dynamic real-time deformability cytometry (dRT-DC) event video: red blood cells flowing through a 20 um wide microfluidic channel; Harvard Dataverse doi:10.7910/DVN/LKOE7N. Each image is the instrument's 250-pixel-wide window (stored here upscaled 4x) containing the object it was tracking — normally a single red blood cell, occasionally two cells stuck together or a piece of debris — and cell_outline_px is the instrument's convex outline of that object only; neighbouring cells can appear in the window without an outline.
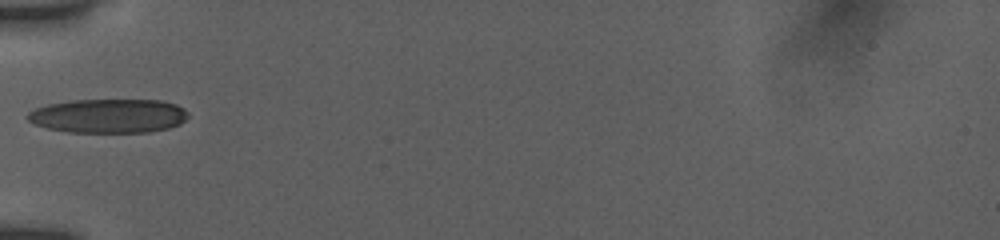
{"species": "human", "species_latin": "Homo sapiens", "temperature_condition": "room temperature", "stored_images_in_passage": 18, "camera_frame_rate_fps": 3000, "um_per_image_px": 0.085, "donor": {"sex": "female"}, "frame": {"image": 1, "passage_image": 1, "time_ms": 0.0, "image_size_px": [1000, 240], "cell_outline_px": [[188, 116], [180, 124], [168, 128], [148, 132], [68, 132], [48, 128], [36, 124], [28, 120], [24, 116], [28, 112], [36, 108], [48, 104], [72, 100], [160, 100], [176, 104], [184, 108], [188, 112]], "centroid_in_image_um": [9.22, 9.84], "position_along_channel_um": 75.8, "area_um2": 31.91}}
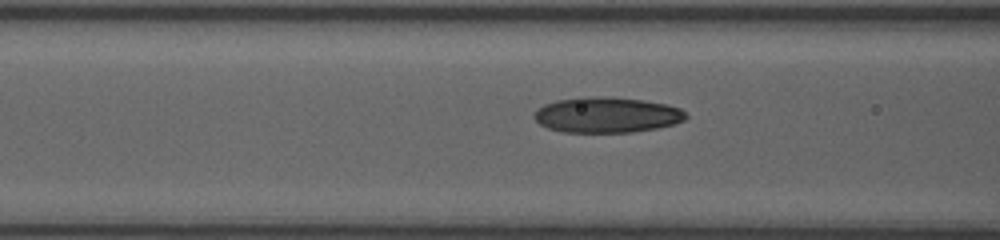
{"frame": {"image": 2, "passage_image": 6, "time_ms": 1.0, "image_size_px": [1000, 240], "cell_outline_px": [[688, 116], [684, 120], [676, 124], [656, 128], [632, 132], [564, 132], [548, 128], [540, 124], [532, 116], [544, 104], [556, 100], [580, 96], [604, 96], [644, 100], [668, 104], [680, 108]], "centroid_in_image_um": [51.59, 9.75], "position_along_channel_um": 115.0, "area_um2": 31.62}}
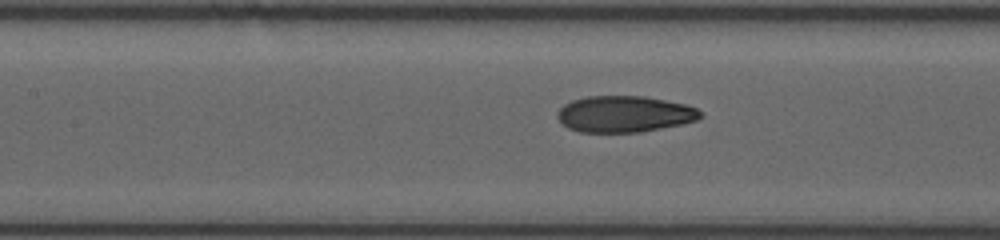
{"frame": {"image": 3, "passage_image": 13, "time_ms": 2.0, "image_size_px": [1000, 240], "cell_outline_px": [[704, 116], [696, 120], [684, 124], [640, 132], [580, 132], [568, 128], [556, 116], [556, 112], [564, 104], [572, 100], [588, 96], [644, 96], [688, 104], [704, 112]], "centroid_in_image_um": [53.12, 9.69], "position_along_channel_um": 154.3, "area_um2": 30.58}}